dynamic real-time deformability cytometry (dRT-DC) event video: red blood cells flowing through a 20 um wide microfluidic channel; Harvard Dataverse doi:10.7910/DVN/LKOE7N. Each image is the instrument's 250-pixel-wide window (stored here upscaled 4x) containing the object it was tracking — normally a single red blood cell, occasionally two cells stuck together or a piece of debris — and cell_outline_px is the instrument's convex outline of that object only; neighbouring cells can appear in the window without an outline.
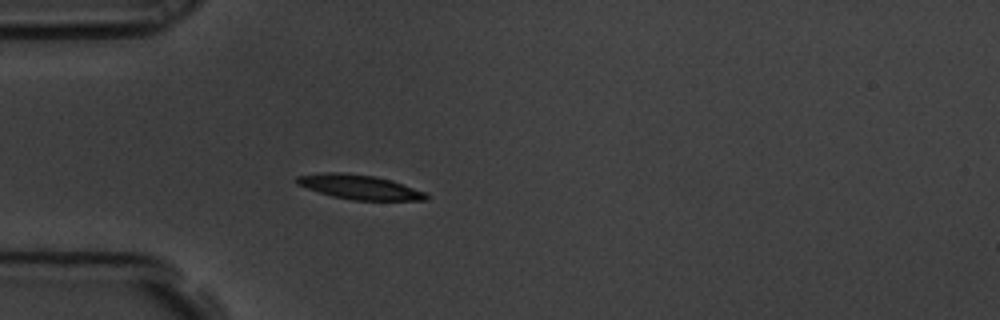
{"species": "common noctule bat (a hibernating species)", "species_latin": "Nyctalus noctula", "temperature_condition": "room temperature", "stored_images_in_passage": 6, "camera_frame_rate_fps": 3000, "um_per_image_px": 0.085, "animal": {"sex": "male", "body_mass_g": 19.5, "forearm_length_mm": 54.6}, "frame": {"image": 1, "passage_image": 6, "time_ms": 1.667, "image_size_px": [1000, 320], "cell_outline_px": [[428, 200], [352, 200], [332, 196], [296, 184], [296, 176], [328, 172], [344, 172], [372, 176], [388, 180], [424, 192], [428, 196]], "centroid_in_image_um": [30.5, 15.9], "position_along_channel_um": 54.5, "area_um2": 17.98}}